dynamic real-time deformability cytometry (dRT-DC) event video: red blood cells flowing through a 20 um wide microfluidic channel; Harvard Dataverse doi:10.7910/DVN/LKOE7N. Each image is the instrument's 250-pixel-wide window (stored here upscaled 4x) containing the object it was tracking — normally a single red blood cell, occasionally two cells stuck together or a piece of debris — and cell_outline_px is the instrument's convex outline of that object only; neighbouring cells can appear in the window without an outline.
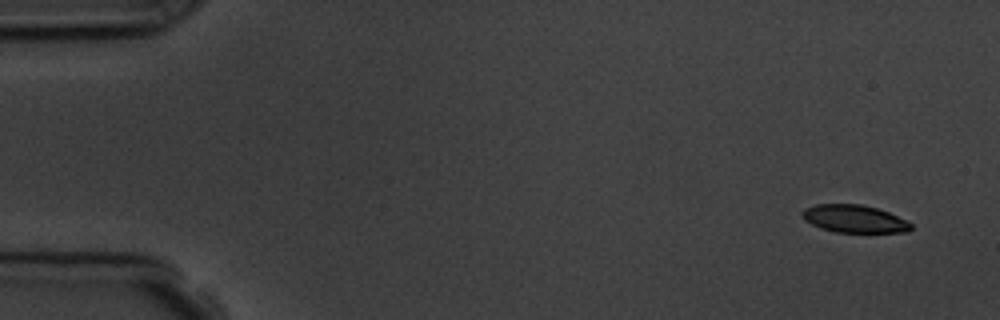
{"species": "common noctule bat (a hibernating species)", "species_latin": "Nyctalus noctula", "temperature_condition": "room temperature", "stored_images_in_passage": 4, "camera_frame_rate_fps": 3000, "um_per_image_px": 0.085, "animal": {"sex": "male", "body_mass_g": 19.5, "forearm_length_mm": 54.6}, "frame": {"image": 1, "passage_image": 1, "time_ms": 0.0, "image_size_px": [1000, 320], "cell_outline_px": [[912, 228], [908, 232], [836, 232], [820, 228], [804, 220], [800, 212], [804, 208], [816, 204], [860, 204], [876, 208], [888, 212], [908, 220], [912, 224]], "centroid_in_image_um": [72.61, 18.59], "position_along_channel_um": 12.4, "area_um2": 17.63}}